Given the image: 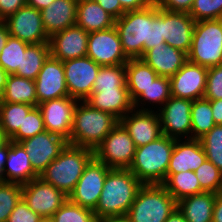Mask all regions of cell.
<instances>
[{"label":"cell","mask_w":222,"mask_h":222,"mask_svg":"<svg viewBox=\"0 0 222 222\" xmlns=\"http://www.w3.org/2000/svg\"><path fill=\"white\" fill-rule=\"evenodd\" d=\"M175 139L166 135L141 147H136L129 170L143 184H162L167 177Z\"/></svg>","instance_id":"5b68a950"},{"label":"cell","mask_w":222,"mask_h":222,"mask_svg":"<svg viewBox=\"0 0 222 222\" xmlns=\"http://www.w3.org/2000/svg\"><path fill=\"white\" fill-rule=\"evenodd\" d=\"M10 36L8 28L4 21H0V53L2 52L3 47L5 46L8 37Z\"/></svg>","instance_id":"11a10c76"},{"label":"cell","mask_w":222,"mask_h":222,"mask_svg":"<svg viewBox=\"0 0 222 222\" xmlns=\"http://www.w3.org/2000/svg\"><path fill=\"white\" fill-rule=\"evenodd\" d=\"M39 175L32 168L28 154L20 143L8 140V158L4 168L5 182L26 184Z\"/></svg>","instance_id":"d4e9b609"},{"label":"cell","mask_w":222,"mask_h":222,"mask_svg":"<svg viewBox=\"0 0 222 222\" xmlns=\"http://www.w3.org/2000/svg\"><path fill=\"white\" fill-rule=\"evenodd\" d=\"M19 143L28 154L32 168L40 175L59 156L68 142L63 137L44 130Z\"/></svg>","instance_id":"2e32d148"},{"label":"cell","mask_w":222,"mask_h":222,"mask_svg":"<svg viewBox=\"0 0 222 222\" xmlns=\"http://www.w3.org/2000/svg\"><path fill=\"white\" fill-rule=\"evenodd\" d=\"M161 77H172L187 61V53L166 43L147 50L140 58Z\"/></svg>","instance_id":"7402d4cb"},{"label":"cell","mask_w":222,"mask_h":222,"mask_svg":"<svg viewBox=\"0 0 222 222\" xmlns=\"http://www.w3.org/2000/svg\"><path fill=\"white\" fill-rule=\"evenodd\" d=\"M110 169L106 164L93 157L85 166L83 174L68 199L74 204L94 211Z\"/></svg>","instance_id":"9c48e42d"},{"label":"cell","mask_w":222,"mask_h":222,"mask_svg":"<svg viewBox=\"0 0 222 222\" xmlns=\"http://www.w3.org/2000/svg\"><path fill=\"white\" fill-rule=\"evenodd\" d=\"M25 5L26 0H0V19L4 21Z\"/></svg>","instance_id":"7dc6e473"},{"label":"cell","mask_w":222,"mask_h":222,"mask_svg":"<svg viewBox=\"0 0 222 222\" xmlns=\"http://www.w3.org/2000/svg\"><path fill=\"white\" fill-rule=\"evenodd\" d=\"M4 22L11 36L28 44L49 42V37L42 24L41 11L34 7L25 5L7 17Z\"/></svg>","instance_id":"5bb4252c"},{"label":"cell","mask_w":222,"mask_h":222,"mask_svg":"<svg viewBox=\"0 0 222 222\" xmlns=\"http://www.w3.org/2000/svg\"><path fill=\"white\" fill-rule=\"evenodd\" d=\"M212 222H222V191L216 195Z\"/></svg>","instance_id":"816d5d0a"},{"label":"cell","mask_w":222,"mask_h":222,"mask_svg":"<svg viewBox=\"0 0 222 222\" xmlns=\"http://www.w3.org/2000/svg\"><path fill=\"white\" fill-rule=\"evenodd\" d=\"M194 0H157L159 8L170 12L189 13Z\"/></svg>","instance_id":"bcb514c9"},{"label":"cell","mask_w":222,"mask_h":222,"mask_svg":"<svg viewBox=\"0 0 222 222\" xmlns=\"http://www.w3.org/2000/svg\"><path fill=\"white\" fill-rule=\"evenodd\" d=\"M162 185L177 202L184 197L204 192L194 171L167 173Z\"/></svg>","instance_id":"4dcf8cb0"},{"label":"cell","mask_w":222,"mask_h":222,"mask_svg":"<svg viewBox=\"0 0 222 222\" xmlns=\"http://www.w3.org/2000/svg\"><path fill=\"white\" fill-rule=\"evenodd\" d=\"M44 130L46 129L41 111L38 107H34L24 118L22 128H19L9 139L19 143L43 132Z\"/></svg>","instance_id":"b9f144b4"},{"label":"cell","mask_w":222,"mask_h":222,"mask_svg":"<svg viewBox=\"0 0 222 222\" xmlns=\"http://www.w3.org/2000/svg\"><path fill=\"white\" fill-rule=\"evenodd\" d=\"M86 56L100 66L126 64L129 60L115 27L89 33Z\"/></svg>","instance_id":"7c38bea8"},{"label":"cell","mask_w":222,"mask_h":222,"mask_svg":"<svg viewBox=\"0 0 222 222\" xmlns=\"http://www.w3.org/2000/svg\"><path fill=\"white\" fill-rule=\"evenodd\" d=\"M122 8L127 11H134L146 8L154 3L153 0H119Z\"/></svg>","instance_id":"681fc988"},{"label":"cell","mask_w":222,"mask_h":222,"mask_svg":"<svg viewBox=\"0 0 222 222\" xmlns=\"http://www.w3.org/2000/svg\"><path fill=\"white\" fill-rule=\"evenodd\" d=\"M78 101L70 96H64L38 104L37 107L41 111L45 129L68 141Z\"/></svg>","instance_id":"9a60e30c"},{"label":"cell","mask_w":222,"mask_h":222,"mask_svg":"<svg viewBox=\"0 0 222 222\" xmlns=\"http://www.w3.org/2000/svg\"><path fill=\"white\" fill-rule=\"evenodd\" d=\"M102 222H127L125 219H108Z\"/></svg>","instance_id":"91938a15"},{"label":"cell","mask_w":222,"mask_h":222,"mask_svg":"<svg viewBox=\"0 0 222 222\" xmlns=\"http://www.w3.org/2000/svg\"><path fill=\"white\" fill-rule=\"evenodd\" d=\"M34 81L36 84L37 106L48 100L69 96L64 65L61 60L49 56Z\"/></svg>","instance_id":"ac0fdd59"},{"label":"cell","mask_w":222,"mask_h":222,"mask_svg":"<svg viewBox=\"0 0 222 222\" xmlns=\"http://www.w3.org/2000/svg\"><path fill=\"white\" fill-rule=\"evenodd\" d=\"M199 140L207 159L222 172V124L215 125Z\"/></svg>","instance_id":"f35d334b"},{"label":"cell","mask_w":222,"mask_h":222,"mask_svg":"<svg viewBox=\"0 0 222 222\" xmlns=\"http://www.w3.org/2000/svg\"><path fill=\"white\" fill-rule=\"evenodd\" d=\"M34 107L23 103L0 102V127L8 138L22 128L24 118Z\"/></svg>","instance_id":"e575fe53"},{"label":"cell","mask_w":222,"mask_h":222,"mask_svg":"<svg viewBox=\"0 0 222 222\" xmlns=\"http://www.w3.org/2000/svg\"><path fill=\"white\" fill-rule=\"evenodd\" d=\"M208 68L187 61L170 77L171 96L189 100L204 97Z\"/></svg>","instance_id":"e0dca14e"},{"label":"cell","mask_w":222,"mask_h":222,"mask_svg":"<svg viewBox=\"0 0 222 222\" xmlns=\"http://www.w3.org/2000/svg\"><path fill=\"white\" fill-rule=\"evenodd\" d=\"M165 222H187L184 215L176 208Z\"/></svg>","instance_id":"9f6ffc18"},{"label":"cell","mask_w":222,"mask_h":222,"mask_svg":"<svg viewBox=\"0 0 222 222\" xmlns=\"http://www.w3.org/2000/svg\"><path fill=\"white\" fill-rule=\"evenodd\" d=\"M118 122L111 113L93 108L86 101H78L70 139L67 142L95 150Z\"/></svg>","instance_id":"277c9868"},{"label":"cell","mask_w":222,"mask_h":222,"mask_svg":"<svg viewBox=\"0 0 222 222\" xmlns=\"http://www.w3.org/2000/svg\"><path fill=\"white\" fill-rule=\"evenodd\" d=\"M216 193L202 192L177 202V208L187 222H212Z\"/></svg>","instance_id":"83f0119b"},{"label":"cell","mask_w":222,"mask_h":222,"mask_svg":"<svg viewBox=\"0 0 222 222\" xmlns=\"http://www.w3.org/2000/svg\"><path fill=\"white\" fill-rule=\"evenodd\" d=\"M204 98L208 100L222 99V65L208 68Z\"/></svg>","instance_id":"ee69618b"},{"label":"cell","mask_w":222,"mask_h":222,"mask_svg":"<svg viewBox=\"0 0 222 222\" xmlns=\"http://www.w3.org/2000/svg\"><path fill=\"white\" fill-rule=\"evenodd\" d=\"M191 123V139L196 140L202 138L216 125L210 100L203 97L192 102Z\"/></svg>","instance_id":"836d02e7"},{"label":"cell","mask_w":222,"mask_h":222,"mask_svg":"<svg viewBox=\"0 0 222 222\" xmlns=\"http://www.w3.org/2000/svg\"><path fill=\"white\" fill-rule=\"evenodd\" d=\"M8 140L9 138L5 135V133L2 131L0 127V147L4 145Z\"/></svg>","instance_id":"680465c9"},{"label":"cell","mask_w":222,"mask_h":222,"mask_svg":"<svg viewBox=\"0 0 222 222\" xmlns=\"http://www.w3.org/2000/svg\"><path fill=\"white\" fill-rule=\"evenodd\" d=\"M213 120L216 125L222 124V99L210 100Z\"/></svg>","instance_id":"f907efd6"},{"label":"cell","mask_w":222,"mask_h":222,"mask_svg":"<svg viewBox=\"0 0 222 222\" xmlns=\"http://www.w3.org/2000/svg\"><path fill=\"white\" fill-rule=\"evenodd\" d=\"M75 24L91 33L114 27L115 18L95 0H78Z\"/></svg>","instance_id":"4316f807"},{"label":"cell","mask_w":222,"mask_h":222,"mask_svg":"<svg viewBox=\"0 0 222 222\" xmlns=\"http://www.w3.org/2000/svg\"><path fill=\"white\" fill-rule=\"evenodd\" d=\"M8 76L9 74L0 66V100L3 96Z\"/></svg>","instance_id":"6f0895ef"},{"label":"cell","mask_w":222,"mask_h":222,"mask_svg":"<svg viewBox=\"0 0 222 222\" xmlns=\"http://www.w3.org/2000/svg\"><path fill=\"white\" fill-rule=\"evenodd\" d=\"M85 101L93 108L111 113L119 121L134 109L128 89L92 90Z\"/></svg>","instance_id":"484cf974"},{"label":"cell","mask_w":222,"mask_h":222,"mask_svg":"<svg viewBox=\"0 0 222 222\" xmlns=\"http://www.w3.org/2000/svg\"><path fill=\"white\" fill-rule=\"evenodd\" d=\"M54 0H26V5L41 11L47 8Z\"/></svg>","instance_id":"db71d44e"},{"label":"cell","mask_w":222,"mask_h":222,"mask_svg":"<svg viewBox=\"0 0 222 222\" xmlns=\"http://www.w3.org/2000/svg\"><path fill=\"white\" fill-rule=\"evenodd\" d=\"M195 20L184 12L163 10V37L167 45L189 53Z\"/></svg>","instance_id":"44dd1931"},{"label":"cell","mask_w":222,"mask_h":222,"mask_svg":"<svg viewBox=\"0 0 222 222\" xmlns=\"http://www.w3.org/2000/svg\"><path fill=\"white\" fill-rule=\"evenodd\" d=\"M21 199L22 184L0 183V222H7L9 215Z\"/></svg>","instance_id":"60d3db41"},{"label":"cell","mask_w":222,"mask_h":222,"mask_svg":"<svg viewBox=\"0 0 222 222\" xmlns=\"http://www.w3.org/2000/svg\"><path fill=\"white\" fill-rule=\"evenodd\" d=\"M89 33L78 25L70 26L49 38L50 56L62 62L87 55Z\"/></svg>","instance_id":"ffe728a7"},{"label":"cell","mask_w":222,"mask_h":222,"mask_svg":"<svg viewBox=\"0 0 222 222\" xmlns=\"http://www.w3.org/2000/svg\"><path fill=\"white\" fill-rule=\"evenodd\" d=\"M192 100L171 96L157 112L163 135L175 140L191 139ZM186 137V138H185Z\"/></svg>","instance_id":"8fae6325"},{"label":"cell","mask_w":222,"mask_h":222,"mask_svg":"<svg viewBox=\"0 0 222 222\" xmlns=\"http://www.w3.org/2000/svg\"><path fill=\"white\" fill-rule=\"evenodd\" d=\"M0 102L23 103L37 107L35 81L15 74L9 75Z\"/></svg>","instance_id":"f546056e"},{"label":"cell","mask_w":222,"mask_h":222,"mask_svg":"<svg viewBox=\"0 0 222 222\" xmlns=\"http://www.w3.org/2000/svg\"><path fill=\"white\" fill-rule=\"evenodd\" d=\"M128 131L136 147L144 146L163 135L157 111L133 109L119 121Z\"/></svg>","instance_id":"d6986e66"},{"label":"cell","mask_w":222,"mask_h":222,"mask_svg":"<svg viewBox=\"0 0 222 222\" xmlns=\"http://www.w3.org/2000/svg\"><path fill=\"white\" fill-rule=\"evenodd\" d=\"M188 61L207 68L222 65V19L195 22Z\"/></svg>","instance_id":"52a82bcc"},{"label":"cell","mask_w":222,"mask_h":222,"mask_svg":"<svg viewBox=\"0 0 222 222\" xmlns=\"http://www.w3.org/2000/svg\"><path fill=\"white\" fill-rule=\"evenodd\" d=\"M49 56V42L30 44L25 52H22L21 68L17 69L15 75L35 80Z\"/></svg>","instance_id":"1f68e13d"},{"label":"cell","mask_w":222,"mask_h":222,"mask_svg":"<svg viewBox=\"0 0 222 222\" xmlns=\"http://www.w3.org/2000/svg\"><path fill=\"white\" fill-rule=\"evenodd\" d=\"M30 44L16 38L9 36L5 46L0 53V66L9 74H15L18 68H21L22 52Z\"/></svg>","instance_id":"8d00e7d4"},{"label":"cell","mask_w":222,"mask_h":222,"mask_svg":"<svg viewBox=\"0 0 222 222\" xmlns=\"http://www.w3.org/2000/svg\"><path fill=\"white\" fill-rule=\"evenodd\" d=\"M38 222H54L52 218L41 217Z\"/></svg>","instance_id":"94428289"},{"label":"cell","mask_w":222,"mask_h":222,"mask_svg":"<svg viewBox=\"0 0 222 222\" xmlns=\"http://www.w3.org/2000/svg\"><path fill=\"white\" fill-rule=\"evenodd\" d=\"M182 140H175L167 173L196 171L207 159L200 140Z\"/></svg>","instance_id":"603a6c76"},{"label":"cell","mask_w":222,"mask_h":222,"mask_svg":"<svg viewBox=\"0 0 222 222\" xmlns=\"http://www.w3.org/2000/svg\"><path fill=\"white\" fill-rule=\"evenodd\" d=\"M177 201L162 184H143L124 219L127 222H165Z\"/></svg>","instance_id":"8992f818"},{"label":"cell","mask_w":222,"mask_h":222,"mask_svg":"<svg viewBox=\"0 0 222 222\" xmlns=\"http://www.w3.org/2000/svg\"><path fill=\"white\" fill-rule=\"evenodd\" d=\"M125 72L126 86L132 101L158 77L154 69L140 58L129 59L125 64Z\"/></svg>","instance_id":"f1b7e54d"},{"label":"cell","mask_w":222,"mask_h":222,"mask_svg":"<svg viewBox=\"0 0 222 222\" xmlns=\"http://www.w3.org/2000/svg\"><path fill=\"white\" fill-rule=\"evenodd\" d=\"M8 158V141L0 147V183H4V168Z\"/></svg>","instance_id":"f5cc1de1"},{"label":"cell","mask_w":222,"mask_h":222,"mask_svg":"<svg viewBox=\"0 0 222 222\" xmlns=\"http://www.w3.org/2000/svg\"><path fill=\"white\" fill-rule=\"evenodd\" d=\"M127 89L125 64L101 66L92 90Z\"/></svg>","instance_id":"d590c367"},{"label":"cell","mask_w":222,"mask_h":222,"mask_svg":"<svg viewBox=\"0 0 222 222\" xmlns=\"http://www.w3.org/2000/svg\"><path fill=\"white\" fill-rule=\"evenodd\" d=\"M114 27L128 59L141 58L147 50L165 43L163 9L156 2L140 10L125 12L115 19Z\"/></svg>","instance_id":"6da1fadb"},{"label":"cell","mask_w":222,"mask_h":222,"mask_svg":"<svg viewBox=\"0 0 222 222\" xmlns=\"http://www.w3.org/2000/svg\"><path fill=\"white\" fill-rule=\"evenodd\" d=\"M170 97H171L170 79L168 77L158 76L133 101V106H134V109L136 110L152 111L151 108H148L146 103L150 105L152 104L153 106L155 104L156 106H158V109H157L158 111ZM157 104H159L160 106ZM144 105L147 106V108H145Z\"/></svg>","instance_id":"d6a6232c"},{"label":"cell","mask_w":222,"mask_h":222,"mask_svg":"<svg viewBox=\"0 0 222 222\" xmlns=\"http://www.w3.org/2000/svg\"><path fill=\"white\" fill-rule=\"evenodd\" d=\"M95 1L115 19L120 18L126 12L122 8L119 0H95Z\"/></svg>","instance_id":"c3c4849f"},{"label":"cell","mask_w":222,"mask_h":222,"mask_svg":"<svg viewBox=\"0 0 222 222\" xmlns=\"http://www.w3.org/2000/svg\"><path fill=\"white\" fill-rule=\"evenodd\" d=\"M78 0H54L41 10L42 24L48 37L75 25Z\"/></svg>","instance_id":"cb8c5ba5"},{"label":"cell","mask_w":222,"mask_h":222,"mask_svg":"<svg viewBox=\"0 0 222 222\" xmlns=\"http://www.w3.org/2000/svg\"><path fill=\"white\" fill-rule=\"evenodd\" d=\"M93 157L94 150L67 143L39 177L69 196Z\"/></svg>","instance_id":"3957f363"},{"label":"cell","mask_w":222,"mask_h":222,"mask_svg":"<svg viewBox=\"0 0 222 222\" xmlns=\"http://www.w3.org/2000/svg\"><path fill=\"white\" fill-rule=\"evenodd\" d=\"M22 199L39 216L51 218L68 196L39 177L22 185Z\"/></svg>","instance_id":"30bf717a"},{"label":"cell","mask_w":222,"mask_h":222,"mask_svg":"<svg viewBox=\"0 0 222 222\" xmlns=\"http://www.w3.org/2000/svg\"><path fill=\"white\" fill-rule=\"evenodd\" d=\"M51 218L54 222H99L93 210L74 204L69 199Z\"/></svg>","instance_id":"74e56055"},{"label":"cell","mask_w":222,"mask_h":222,"mask_svg":"<svg viewBox=\"0 0 222 222\" xmlns=\"http://www.w3.org/2000/svg\"><path fill=\"white\" fill-rule=\"evenodd\" d=\"M142 185L129 169L111 168L94 210L97 220L124 219Z\"/></svg>","instance_id":"7a4b0ae2"},{"label":"cell","mask_w":222,"mask_h":222,"mask_svg":"<svg viewBox=\"0 0 222 222\" xmlns=\"http://www.w3.org/2000/svg\"><path fill=\"white\" fill-rule=\"evenodd\" d=\"M189 15L196 22L222 19V0H194Z\"/></svg>","instance_id":"7bdbcfd3"},{"label":"cell","mask_w":222,"mask_h":222,"mask_svg":"<svg viewBox=\"0 0 222 222\" xmlns=\"http://www.w3.org/2000/svg\"><path fill=\"white\" fill-rule=\"evenodd\" d=\"M41 216L33 212L23 199L15 206L7 222H38Z\"/></svg>","instance_id":"f6af8a7d"},{"label":"cell","mask_w":222,"mask_h":222,"mask_svg":"<svg viewBox=\"0 0 222 222\" xmlns=\"http://www.w3.org/2000/svg\"><path fill=\"white\" fill-rule=\"evenodd\" d=\"M194 172L204 192L222 191V172L208 159Z\"/></svg>","instance_id":"ab89813d"},{"label":"cell","mask_w":222,"mask_h":222,"mask_svg":"<svg viewBox=\"0 0 222 222\" xmlns=\"http://www.w3.org/2000/svg\"><path fill=\"white\" fill-rule=\"evenodd\" d=\"M136 146L125 127L118 122L112 131L95 148L94 157L110 168L128 169Z\"/></svg>","instance_id":"ba28073f"},{"label":"cell","mask_w":222,"mask_h":222,"mask_svg":"<svg viewBox=\"0 0 222 222\" xmlns=\"http://www.w3.org/2000/svg\"><path fill=\"white\" fill-rule=\"evenodd\" d=\"M69 96L85 101L92 93L100 65L88 56L63 62Z\"/></svg>","instance_id":"4fadbf2b"}]
</instances>
